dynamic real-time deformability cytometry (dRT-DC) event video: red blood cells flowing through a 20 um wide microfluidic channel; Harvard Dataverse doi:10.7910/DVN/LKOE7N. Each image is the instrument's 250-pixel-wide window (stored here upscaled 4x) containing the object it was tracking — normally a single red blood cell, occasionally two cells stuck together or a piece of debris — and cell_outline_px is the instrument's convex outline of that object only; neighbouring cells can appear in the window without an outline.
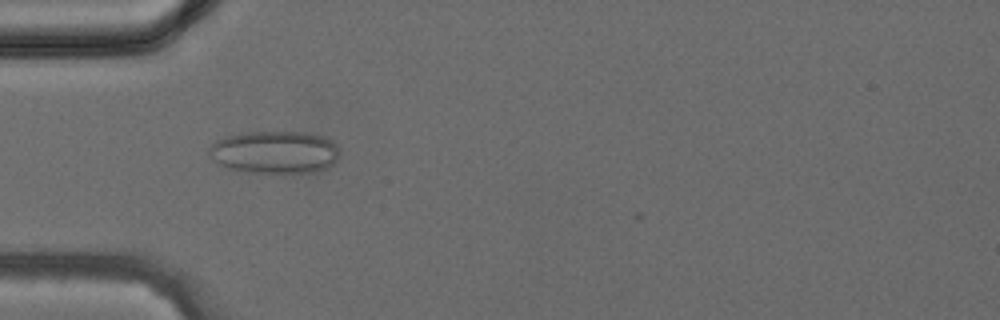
{"species": "common noctule bat (a hibernating species)", "species_latin": "Nyctalus noctula", "temperature_condition": "cold", "stored_images_in_passage": 34, "camera_frame_rate_fps": 3000, "um_per_image_px": 0.085, "animal": {"sex": "female", "body_mass_g": 24.6, "forearm_length_mm": 56.2}, "frame": {"image": 1, "passage_image": 7, "time_ms": 2.0, "image_size_px": [1000, 320], "cell_outline_px": [[340, 156], [328, 168], [316, 172], [280, 176], [248, 172], [228, 168], [220, 164], [208, 156], [208, 148], [216, 140], [240, 132], [304, 132], [324, 136], [332, 140], [336, 144], [340, 152]], "centroid_in_image_um": [23.38, 12.98], "position_along_channel_um": 61.6, "area_um2": 33.64}}
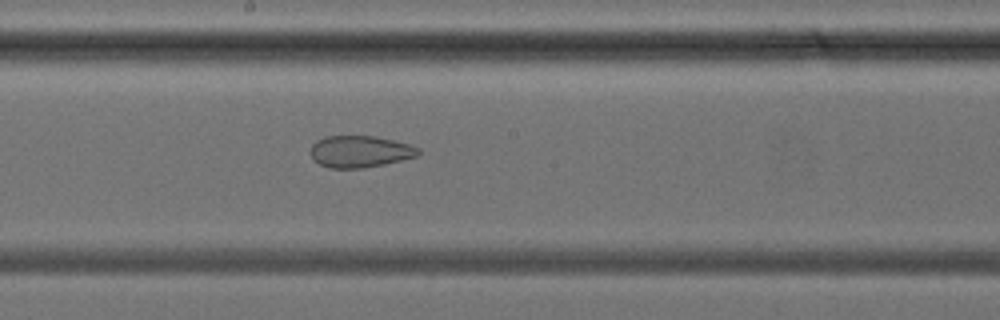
{"frame": {"image": 2, "passage_image": 16, "time_ms": 5.0, "image_size_px": [1000, 320], "cell_outline_px": [[420, 152], [416, 156], [384, 164], [364, 168], [328, 168], [312, 160], [308, 152], [312, 144], [316, 140], [324, 136], [376, 136], [408, 144], [420, 148]], "centroid_in_image_um": [30.52, 12.88], "position_along_channel_um": 217.7, "area_um2": 20.11}}
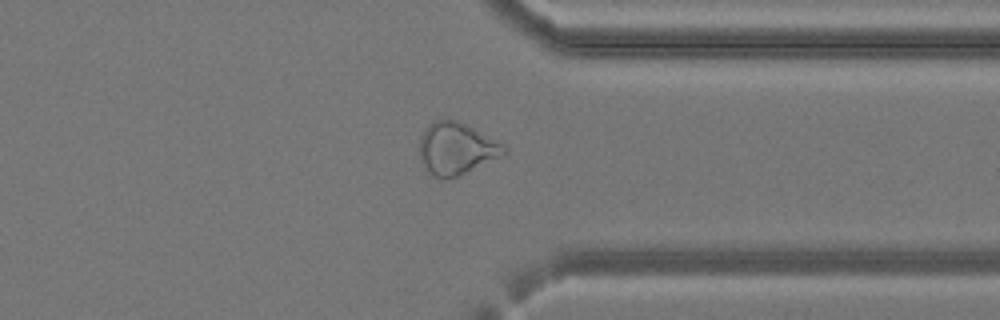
{"frame": {"image": 3, "passage_image": 25, "time_ms": 8.0, "image_size_px": [1000, 320], "cell_outline_px": [[508, 152], [500, 156], [456, 176], [444, 180], [436, 176], [420, 160], [420, 136], [424, 128], [428, 124], [436, 120], [456, 120], [504, 144], [508, 148]], "centroid_in_image_um": [38.78, 12.61], "position_along_channel_um": 372.6, "area_um2": 24.97}}